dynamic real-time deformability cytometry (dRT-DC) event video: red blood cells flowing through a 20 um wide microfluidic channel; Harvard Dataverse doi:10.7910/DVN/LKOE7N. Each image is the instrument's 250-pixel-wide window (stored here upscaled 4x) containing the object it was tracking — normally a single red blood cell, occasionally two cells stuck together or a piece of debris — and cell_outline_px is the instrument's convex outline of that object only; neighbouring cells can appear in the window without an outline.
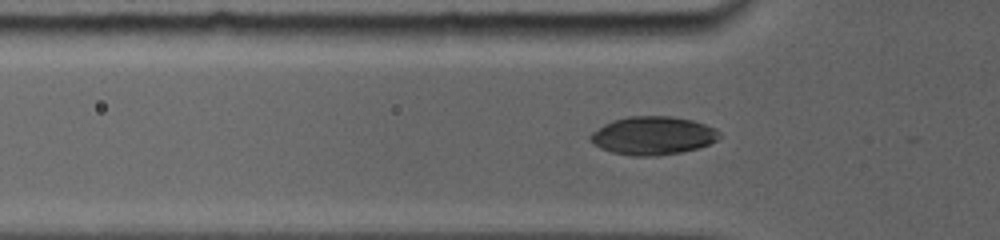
{"species": "common noctule bat (a hibernating species)", "species_latin": "Nyctalus noctula", "temperature_condition": "room temperature", "stored_images_in_passage": 61, "camera_frame_rate_fps": 5000, "um_per_image_px": 0.085, "animal": {"sex": "female", "body_mass_g": 19.0, "forearm_length_mm": 56.7}, "frame": {"image": 1, "passage_image": 21, "time_ms": 4.8, "image_size_px": [1000, 240], "cell_outline_px": [[720, 136], [716, 140], [708, 144], [696, 148], [680, 152], [656, 156], [632, 156], [612, 152], [600, 148], [592, 144], [588, 140], [588, 136], [592, 132], [604, 124], [612, 120], [628, 116], [672, 116], [692, 120], [716, 128], [720, 132]], "centroid_in_image_um": [55.45, 11.52], "position_along_channel_um": 70.4, "area_um2": 28.9}}
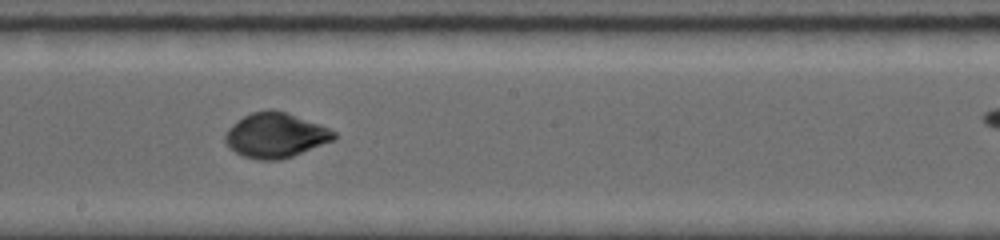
{"frame": {"image": 2, "passage_image": 38, "time_ms": 8.8, "image_size_px": [1000, 240], "cell_outline_px": [[336, 140], [292, 156], [280, 160], [260, 160], [244, 156], [236, 152], [224, 140], [224, 132], [232, 124], [244, 116], [252, 112], [268, 108], [272, 108], [320, 124], [336, 132]], "centroid_in_image_um": [23.43, 11.49], "position_along_channel_um": 224.8, "area_um2": 28.44}}
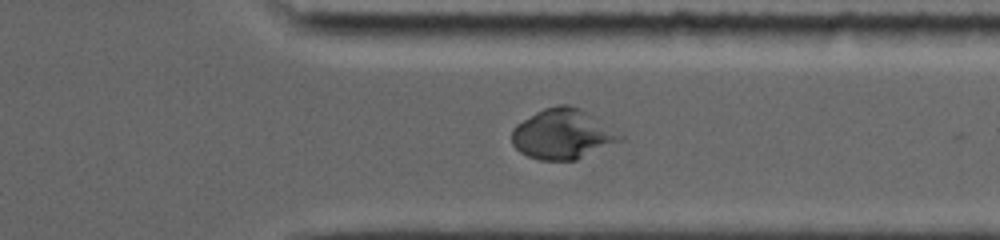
{"frame": {"image": 3, "passage_image": 54, "time_ms": 12.4, "image_size_px": [1000, 240], "cell_outline_px": [[624, 140], [576, 160], [540, 160], [528, 156], [520, 152], [512, 144], [512, 128], [516, 124], [536, 112], [544, 108], [560, 104], [568, 104], [580, 108], [624, 136]], "centroid_in_image_um": [47.81, 11.4], "position_along_channel_um": 363.6, "area_um2": 31.5}}